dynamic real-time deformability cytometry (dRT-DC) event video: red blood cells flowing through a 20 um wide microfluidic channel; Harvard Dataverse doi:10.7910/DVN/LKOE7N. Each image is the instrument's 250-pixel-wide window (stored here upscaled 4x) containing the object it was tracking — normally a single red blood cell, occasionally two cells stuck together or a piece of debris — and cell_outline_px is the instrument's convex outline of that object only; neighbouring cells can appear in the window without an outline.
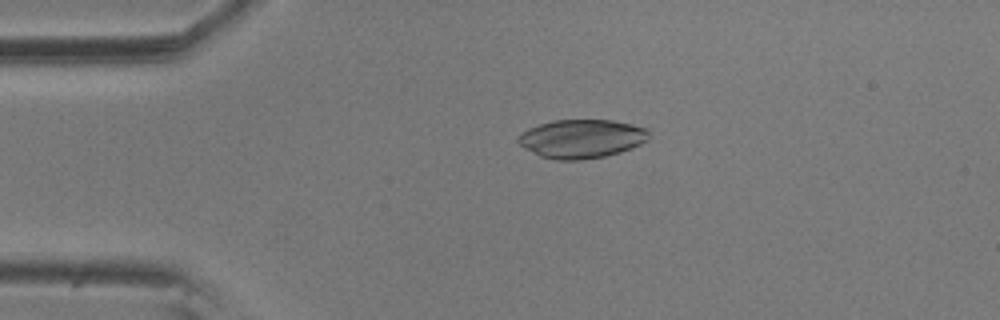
{"species": "common noctule bat (a hibernating species)", "species_latin": "Nyctalus noctula", "temperature_condition": "room temperature", "stored_images_in_passage": 5, "camera_frame_rate_fps": 3000, "um_per_image_px": 0.085, "animal": {"sex": "male", "body_mass_g": 20.5, "forearm_length_mm": 52.5}, "frame": {"image": 1, "passage_image": 4, "time_ms": 1.0, "image_size_px": [1000, 320], "cell_outline_px": [[648, 140], [632, 148], [620, 152], [604, 156], [580, 160], [556, 160], [540, 156], [524, 148], [516, 140], [528, 128], [552, 120], [612, 120], [632, 124], [644, 128], [648, 132]], "centroid_in_image_um": [49.43, 11.79], "position_along_channel_um": 35.6, "area_um2": 29.3}}